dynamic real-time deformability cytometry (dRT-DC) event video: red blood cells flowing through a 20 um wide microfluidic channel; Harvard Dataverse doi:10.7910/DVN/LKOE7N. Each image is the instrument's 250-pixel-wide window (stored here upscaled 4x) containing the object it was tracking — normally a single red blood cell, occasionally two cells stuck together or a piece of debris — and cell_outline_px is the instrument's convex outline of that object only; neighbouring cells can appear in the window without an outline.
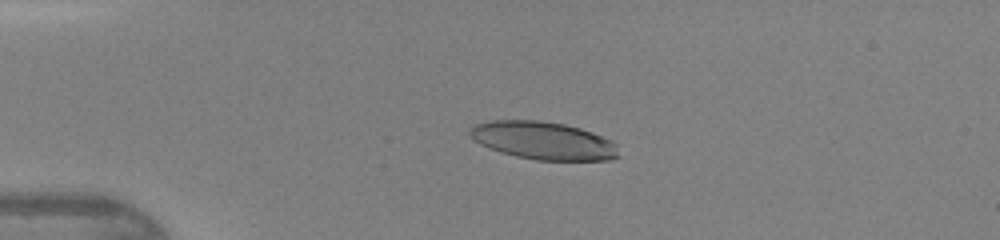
{"species": "human", "species_latin": "Homo sapiens", "temperature_condition": "warm", "stored_images_in_passage": 45, "camera_frame_rate_fps": 3000, "um_per_image_px": 0.085, "donor": {"sex": "female"}, "frame": {"image": 1, "passage_image": 11, "time_ms": 3.333, "image_size_px": [1000, 240], "cell_outline_px": [[620, 156], [612, 160], [536, 160], [516, 156], [500, 152], [488, 148], [480, 144], [468, 132], [468, 128], [476, 124], [492, 120], [540, 120], [564, 124], [580, 128], [592, 132], [612, 140], [616, 144]], "centroid_in_image_um": [46.2, 11.95], "position_along_channel_um": 38.8, "area_um2": 32.95}}
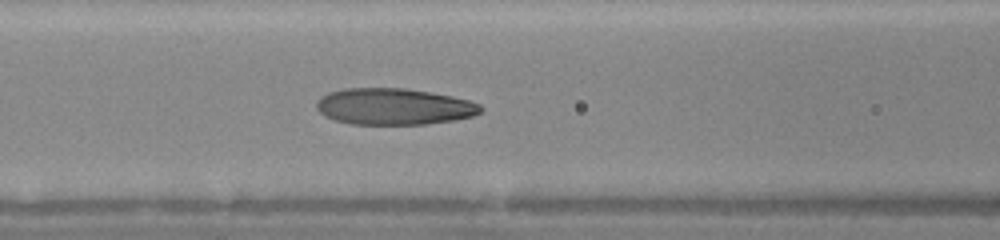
{"frame": {"image": 2, "passage_image": 20, "time_ms": 6.333, "image_size_px": [1000, 240], "cell_outline_px": [[484, 108], [480, 112], [472, 116], [456, 120], [428, 124], [352, 124], [332, 120], [324, 116], [316, 108], [316, 100], [320, 96], [328, 92], [344, 88], [404, 88], [452, 96], [468, 100], [480, 104]], "centroid_in_image_um": [33.44, 9.06], "position_along_channel_um": 133.2, "area_um2": 35.14}}
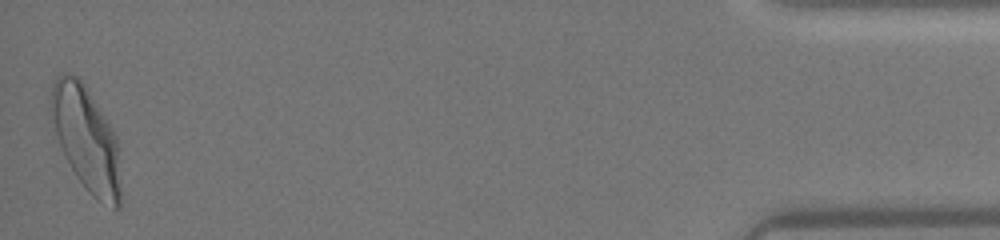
{"frame": {"image": 3, "passage_image": 45, "time_ms": 14.667, "image_size_px": [1000, 240], "cell_outline_px": [[120, 208], [116, 208], [96, 200], [88, 192], [76, 176], [60, 144], [56, 132], [52, 108], [52, 84], [56, 76], [60, 72], [68, 72], [76, 76], [84, 84], [112, 128], [116, 136], [120, 188]], "centroid_in_image_um": [7.34, 11.8], "position_along_channel_um": 427.9, "area_um2": 41.27}}